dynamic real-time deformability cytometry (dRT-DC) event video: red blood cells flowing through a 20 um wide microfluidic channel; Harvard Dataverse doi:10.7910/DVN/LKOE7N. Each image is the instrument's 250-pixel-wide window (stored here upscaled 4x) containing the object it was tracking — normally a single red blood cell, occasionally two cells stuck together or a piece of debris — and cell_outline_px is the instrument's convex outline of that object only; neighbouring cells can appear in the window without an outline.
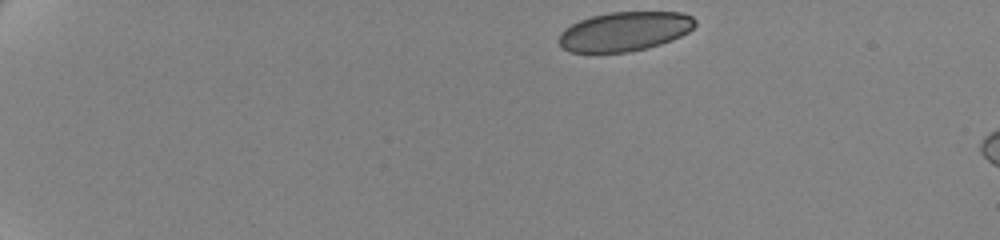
{"species": "human", "species_latin": "Homo sapiens", "temperature_condition": "cold", "stored_images_in_passage": 10, "camera_frame_rate_fps": 3000, "um_per_image_px": 0.085, "donor": {"sex": "female"}, "frame": {"image": 1, "passage_image": 1, "time_ms": 0.0, "image_size_px": [1000, 240], "cell_outline_px": [[696, 24], [688, 32], [672, 40], [660, 44], [628, 52], [572, 52], [564, 48], [560, 44], [560, 32], [564, 28], [580, 20], [592, 16], [608, 12], [680, 12], [692, 16], [696, 20]], "centroid_in_image_um": [53.1, 2.66], "position_along_channel_um": 31.9, "area_um2": 30.98}}